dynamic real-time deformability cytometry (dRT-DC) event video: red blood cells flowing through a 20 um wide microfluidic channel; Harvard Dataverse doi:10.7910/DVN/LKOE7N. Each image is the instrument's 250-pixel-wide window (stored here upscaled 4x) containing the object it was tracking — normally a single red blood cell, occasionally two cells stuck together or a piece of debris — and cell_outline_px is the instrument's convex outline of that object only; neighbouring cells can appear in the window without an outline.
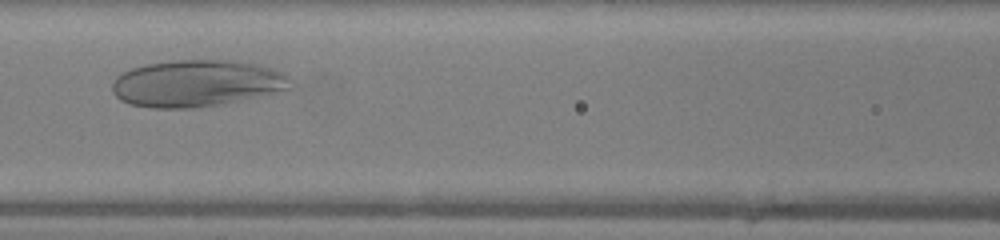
{"species": "human", "species_latin": "Homo sapiens", "temperature_condition": "warm", "stored_images_in_passage": 30, "camera_frame_rate_fps": 3000, "um_per_image_px": 0.085, "donor": {"sex": "female"}, "frame": {"image": 1, "passage_image": 12, "time_ms": 3.667, "image_size_px": [1000, 240], "cell_outline_px": [[292, 88], [220, 104], [192, 108], [152, 108], [128, 104], [120, 100], [112, 92], [112, 84], [116, 76], [132, 68], [148, 64], [176, 60], [232, 60], [256, 64], [272, 68], [284, 72]], "centroid_in_image_um": [16.67, 7.08], "position_along_channel_um": 149.9, "area_um2": 48.26}}
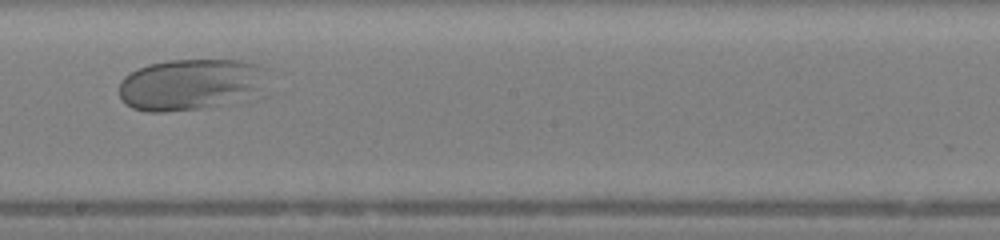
{"frame": {"image": 2, "passage_image": 18, "time_ms": 5.667, "image_size_px": [1000, 240], "cell_outline_px": [[268, 96], [256, 100], [200, 108], [164, 112], [148, 112], [132, 108], [120, 96], [120, 80], [124, 76], [148, 64], [168, 60], [240, 60], [260, 64]], "centroid_in_image_um": [16.35, 7.21], "position_along_channel_um": 231.9, "area_um2": 45.55}}
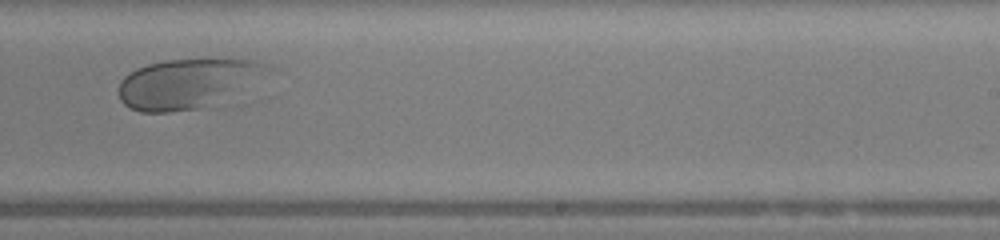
{"frame": {"image": 3, "passage_image": 21, "time_ms": 6.667, "image_size_px": [1000, 240], "cell_outline_px": [[276, 68], [196, 108], [168, 112], [140, 112], [128, 108], [120, 100], [120, 80], [128, 72], [136, 68], [148, 64], [168, 60], [244, 60], [268, 64]], "centroid_in_image_um": [15.73, 7.07], "position_along_channel_um": 273.3, "area_um2": 40.69}}